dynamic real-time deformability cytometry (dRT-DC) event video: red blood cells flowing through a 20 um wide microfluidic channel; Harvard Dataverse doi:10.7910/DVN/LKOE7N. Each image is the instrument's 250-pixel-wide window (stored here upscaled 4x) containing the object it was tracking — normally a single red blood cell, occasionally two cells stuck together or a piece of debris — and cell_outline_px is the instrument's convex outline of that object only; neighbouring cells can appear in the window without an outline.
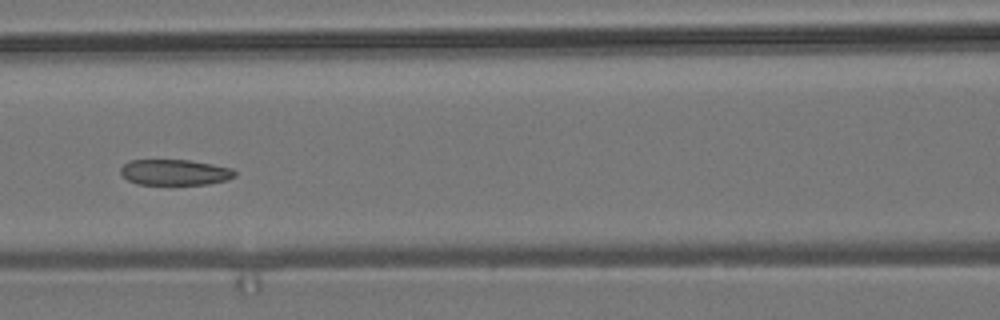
{"species": "common noctule bat (a hibernating species)", "species_latin": "Nyctalus noctula", "temperature_condition": "room temperature", "stored_images_in_passage": 6, "camera_frame_rate_fps": 3000, "um_per_image_px": 0.085, "animal": {"sex": "male", "body_mass_g": 19.2, "forearm_length_mm": 51.8}, "frame": {"image": 1, "passage_image": 4, "time_ms": 3.667, "image_size_px": [1000, 320], "cell_outline_px": [[236, 176], [224, 180], [208, 184], [136, 184], [128, 180], [120, 172], [120, 168], [128, 160], [188, 160], [212, 164], [232, 168], [236, 172]], "centroid_in_image_um": [14.84, 14.64], "position_along_channel_um": 151.8, "area_um2": 17.05}}
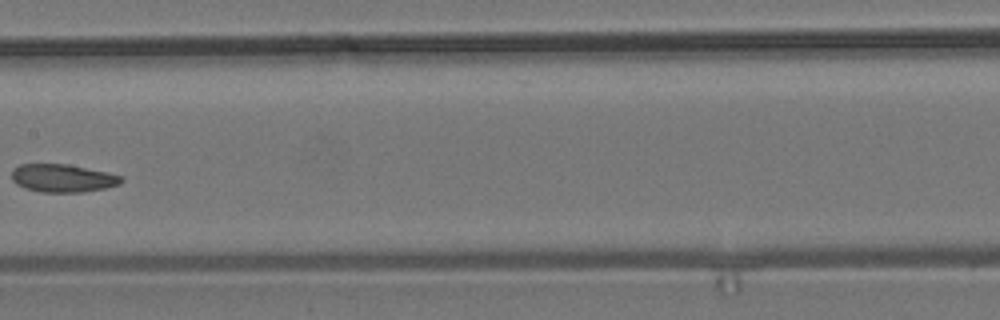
{"frame": {"image": 2, "passage_image": 5, "time_ms": 5.0, "image_size_px": [1000, 320], "cell_outline_px": [[124, 180], [120, 184], [104, 188], [84, 192], [40, 192], [24, 188], [16, 184], [12, 180], [12, 168], [20, 164], [68, 164], [104, 172], [120, 176]], "centroid_in_image_um": [5.27, 15.15], "position_along_channel_um": 202.1, "area_um2": 17.8}}
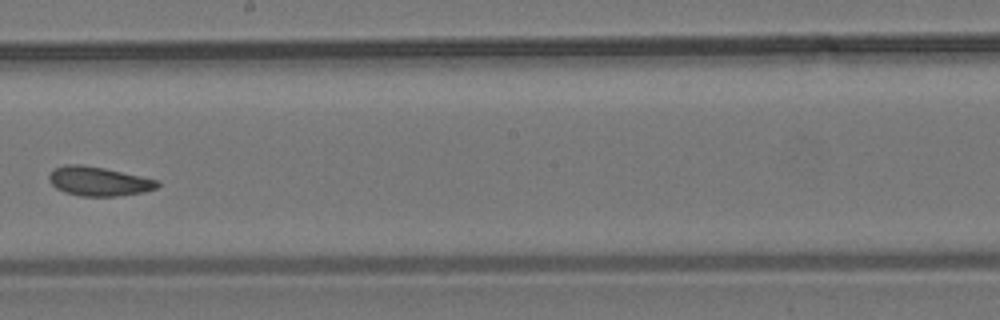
{"frame": {"image": 3, "passage_image": 6, "time_ms": 6.0, "image_size_px": [1000, 320], "cell_outline_px": [[160, 184], [156, 188], [144, 192], [116, 196], [80, 196], [64, 192], [56, 188], [48, 180], [48, 176], [52, 168], [64, 164], [80, 164], [104, 168], [160, 180]], "centroid_in_image_um": [8.36, 15.4], "position_along_channel_um": 239.8, "area_um2": 18.61}}